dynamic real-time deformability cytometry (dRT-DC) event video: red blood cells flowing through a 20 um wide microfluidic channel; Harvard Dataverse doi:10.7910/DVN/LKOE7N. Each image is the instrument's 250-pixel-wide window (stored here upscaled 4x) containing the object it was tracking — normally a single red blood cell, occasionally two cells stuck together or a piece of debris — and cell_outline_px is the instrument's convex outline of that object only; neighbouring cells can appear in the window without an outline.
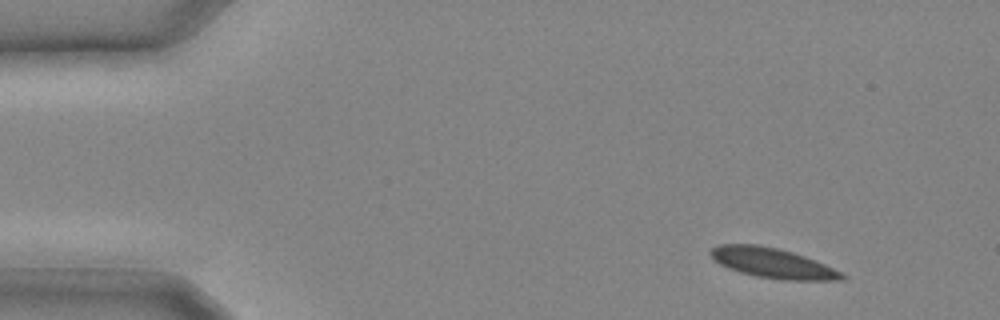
{"species": "common noctule bat (a hibernating species)", "species_latin": "Nyctalus noctula", "temperature_condition": "cold", "stored_images_in_passage": 8, "camera_frame_rate_fps": 3000, "um_per_image_px": 0.085, "animal": {"sex": "male", "body_mass_g": 20.4}, "frame": {"image": 1, "passage_image": 1, "time_ms": 0.0, "image_size_px": [1000, 320], "cell_outline_px": [[848, 276], [844, 280], [784, 280], [756, 276], [740, 272], [728, 268], [720, 264], [708, 252], [712, 248], [720, 244], [756, 244], [776, 248], [792, 252], [816, 260]], "centroid_in_image_um": [65.68, 22.36], "position_along_channel_um": 19.3, "area_um2": 22.77}}
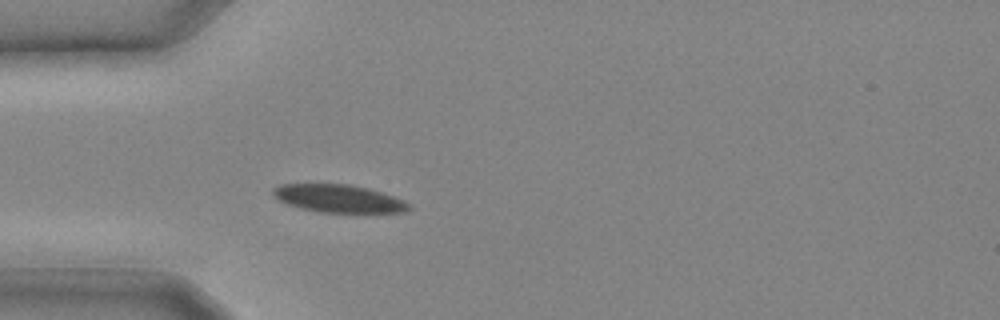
{"frame": {"image": 2, "passage_image": 6, "time_ms": 1.667, "image_size_px": [1000, 320], "cell_outline_px": [[412, 208], [404, 212], [320, 212], [300, 208], [288, 204], [272, 196], [272, 188], [280, 184], [348, 184], [368, 188], [404, 200]], "centroid_in_image_um": [28.75, 16.87], "position_along_channel_um": 56.3, "area_um2": 21.85}}
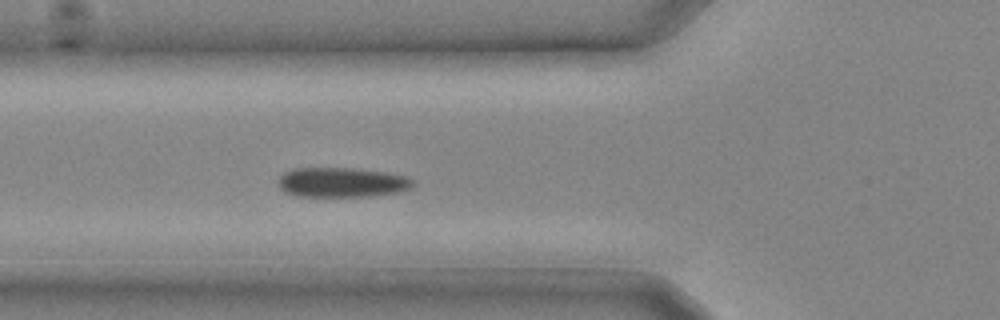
{"frame": {"image": 3, "passage_image": 8, "time_ms": 2.333, "image_size_px": [1000, 320], "cell_outline_px": [[416, 184], [412, 188], [400, 192], [368, 196], [296, 196], [284, 192], [280, 188], [280, 176], [284, 172], [296, 168], [352, 168], [384, 172], [408, 176], [416, 180]], "centroid_in_image_um": [29.13, 15.5], "position_along_channel_um": 96.7, "area_um2": 23.47}}